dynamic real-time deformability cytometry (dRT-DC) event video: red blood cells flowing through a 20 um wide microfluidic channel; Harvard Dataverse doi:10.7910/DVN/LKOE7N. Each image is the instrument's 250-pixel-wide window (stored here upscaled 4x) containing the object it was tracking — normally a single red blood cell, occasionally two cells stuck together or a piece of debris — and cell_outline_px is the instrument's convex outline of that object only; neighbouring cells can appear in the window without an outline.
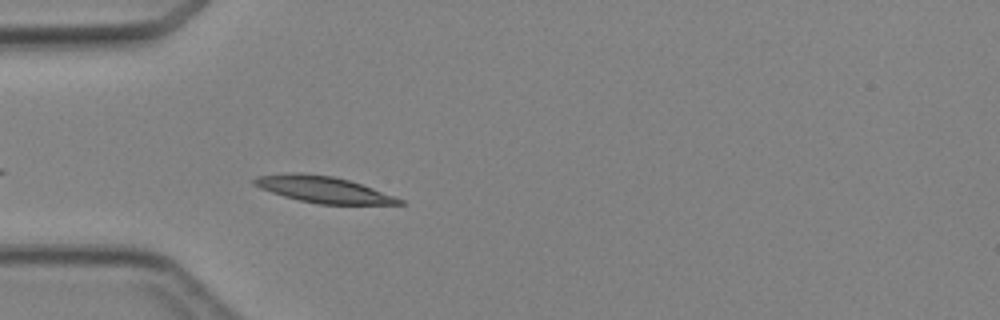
{"species": "Egyptian fruit bat (a non-hibernating species)", "species_latin": "Rousettus aegyptiacus", "temperature_condition": "cold", "stored_images_in_passage": 3, "camera_frame_rate_fps": 3000, "um_per_image_px": 0.085, "animal": {"sex": "female"}, "frame": {"image": 1, "passage_image": 3, "time_ms": 2.333, "image_size_px": [1000, 320], "cell_outline_px": [[404, 204], [320, 204], [300, 200], [284, 196], [260, 188], [252, 184], [252, 180], [256, 176], [292, 172], [300, 172], [336, 176], [372, 188], [404, 200]], "centroid_in_image_um": [27.43, 16.09], "position_along_channel_um": 57.6, "area_um2": 22.14}}